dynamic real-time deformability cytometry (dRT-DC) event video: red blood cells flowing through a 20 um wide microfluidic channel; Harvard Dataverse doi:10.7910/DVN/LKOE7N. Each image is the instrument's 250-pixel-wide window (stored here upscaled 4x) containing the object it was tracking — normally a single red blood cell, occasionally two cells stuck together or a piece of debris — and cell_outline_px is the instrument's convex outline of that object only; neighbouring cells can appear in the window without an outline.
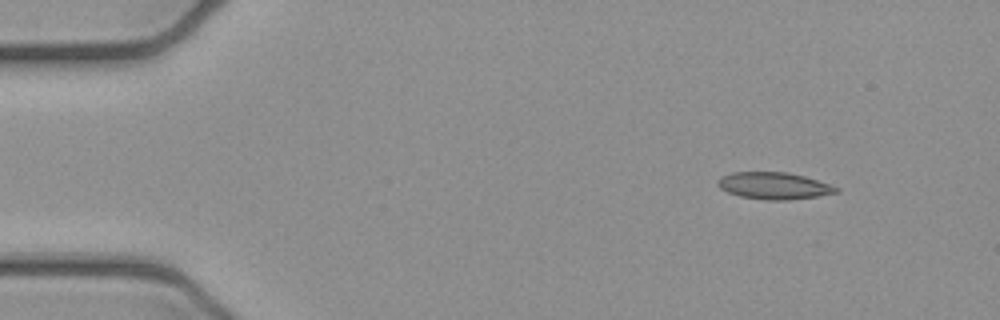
{"species": "common noctule bat (a hibernating species)", "species_latin": "Nyctalus noctula", "temperature_condition": "cold", "stored_images_in_passage": 5, "camera_frame_rate_fps": 3000, "um_per_image_px": 0.085, "animal": {"sex": "female", "body_mass_g": 21.9}, "frame": {"image": 1, "passage_image": 1, "time_ms": 0.0, "image_size_px": [1000, 320], "cell_outline_px": [[840, 192], [816, 196], [788, 200], [764, 200], [740, 196], [728, 192], [720, 188], [716, 184], [716, 180], [720, 176], [732, 172], [788, 172], [804, 176], [840, 188]], "centroid_in_image_um": [65.74, 15.78], "position_along_channel_um": 19.3, "area_um2": 18.61}}
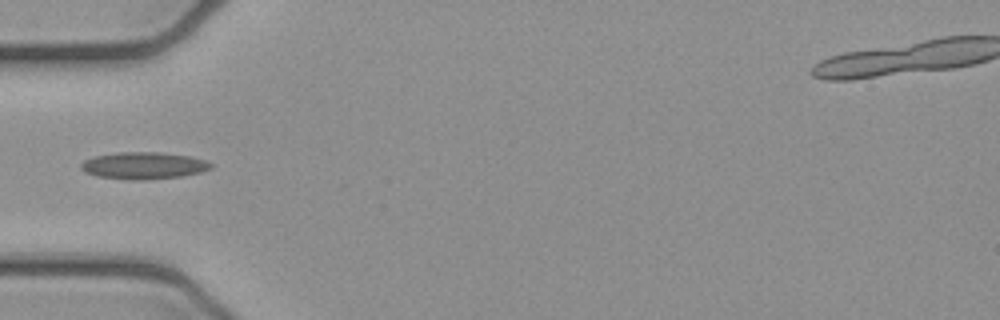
{"frame": {"image": 2, "passage_image": 4, "time_ms": 1.0, "image_size_px": [1000, 320], "cell_outline_px": [[212, 168], [200, 172], [180, 176], [144, 180], [128, 180], [96, 176], [84, 172], [80, 168], [80, 164], [84, 160], [96, 156], [116, 152], [156, 152], [188, 156], [204, 160], [212, 164]], "centroid_in_image_um": [12.15, 14.08], "position_along_channel_um": 72.8, "area_um2": 20.35}}
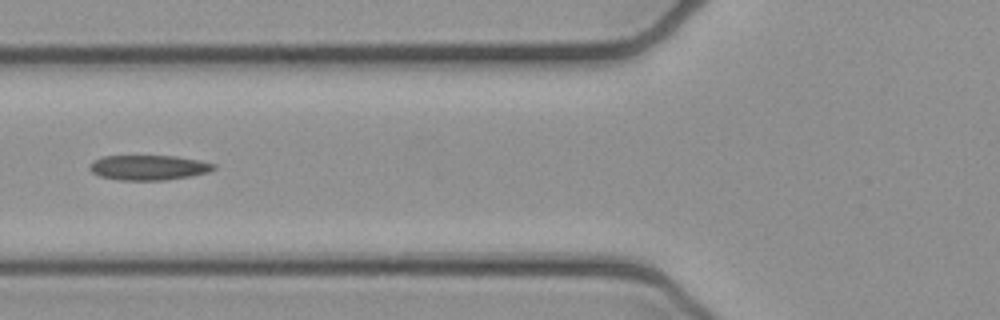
{"frame": {"image": 3, "passage_image": 5, "time_ms": 1.333, "image_size_px": [1000, 320], "cell_outline_px": [[216, 168], [208, 172], [192, 176], [164, 180], [120, 180], [100, 176], [92, 172], [88, 168], [88, 164], [92, 160], [104, 156], [176, 156], [200, 160], [216, 164]], "centroid_in_image_um": [12.62, 14.24], "position_along_channel_um": 113.2, "area_um2": 18.21}}